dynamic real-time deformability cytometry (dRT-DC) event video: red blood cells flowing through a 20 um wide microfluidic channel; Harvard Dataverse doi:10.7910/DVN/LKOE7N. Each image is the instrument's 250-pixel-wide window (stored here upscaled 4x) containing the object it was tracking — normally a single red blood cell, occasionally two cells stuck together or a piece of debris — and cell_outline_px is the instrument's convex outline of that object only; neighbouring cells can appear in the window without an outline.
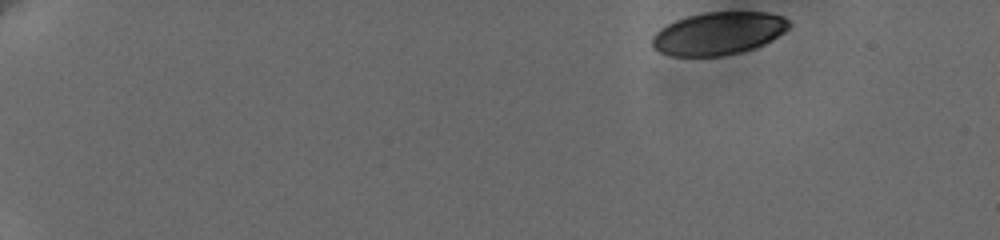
{"species": "human", "species_latin": "Homo sapiens", "temperature_condition": "cold", "stored_images_in_passage": 78, "camera_frame_rate_fps": 3000, "um_per_image_px": 0.085, "donor": {"sex": "female"}, "frame": {"image": 1, "passage_image": 1, "time_ms": 0.0, "image_size_px": [1000, 240], "cell_outline_px": [[792, 24], [784, 32], [772, 40], [764, 44], [740, 52], [720, 56], [672, 56], [660, 52], [652, 44], [652, 36], [660, 28], [676, 20], [688, 16], [704, 12], [768, 12], [784, 16]], "centroid_in_image_um": [61.09, 2.83], "position_along_channel_um": 23.9, "area_um2": 34.04}}
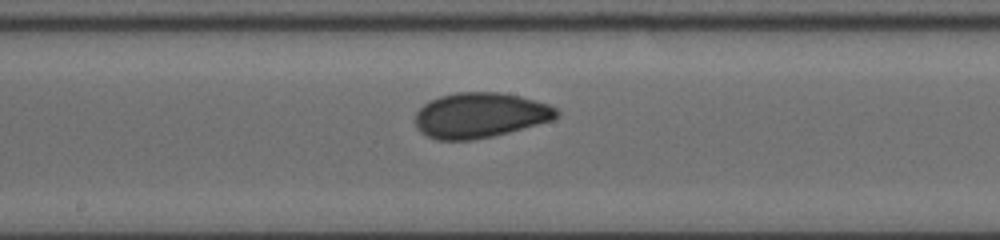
{"frame": {"image": 2, "passage_image": 45, "time_ms": 9.0, "image_size_px": [1000, 240], "cell_outline_px": [[560, 112], [552, 120], [508, 132], [492, 136], [472, 140], [436, 140], [424, 136], [416, 128], [416, 112], [424, 104], [440, 96], [456, 92], [500, 92], [520, 96], [548, 104], [556, 108]], "centroid_in_image_um": [40.77, 9.8], "position_along_channel_um": 207.4, "area_um2": 37.17}}
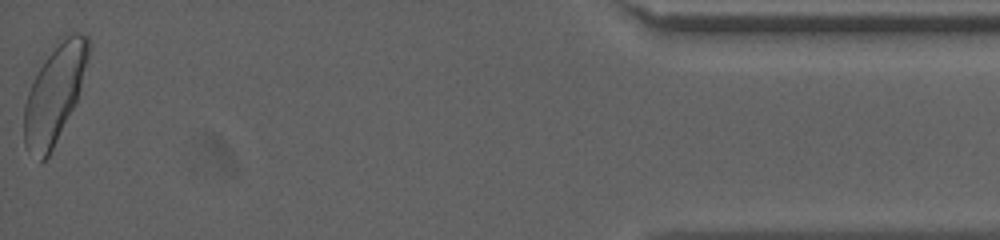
{"frame": {"image": 3, "passage_image": 77, "time_ms": 17.0, "image_size_px": [1000, 240], "cell_outline_px": [[88, 60], [80, 88], [76, 100], [48, 156], [44, 160], [40, 160], [24, 144], [24, 104], [28, 92], [44, 60], [64, 32], [80, 32], [88, 36]], "centroid_in_image_um": [4.64, 7.88], "position_along_channel_um": 430.6, "area_um2": 35.72}, "authors_computed_cell_mechanics": {"area_um2": 35.547, "velocity_mm_per_s": 3.6422, "shape_relaxation_time_tau1_ms": 4.0355, "shape_relaxation_time_tau2_ms": 1.1282, "deformation_change_tau1": 0.1123, "deformation_change_tau2": 0.0443}}